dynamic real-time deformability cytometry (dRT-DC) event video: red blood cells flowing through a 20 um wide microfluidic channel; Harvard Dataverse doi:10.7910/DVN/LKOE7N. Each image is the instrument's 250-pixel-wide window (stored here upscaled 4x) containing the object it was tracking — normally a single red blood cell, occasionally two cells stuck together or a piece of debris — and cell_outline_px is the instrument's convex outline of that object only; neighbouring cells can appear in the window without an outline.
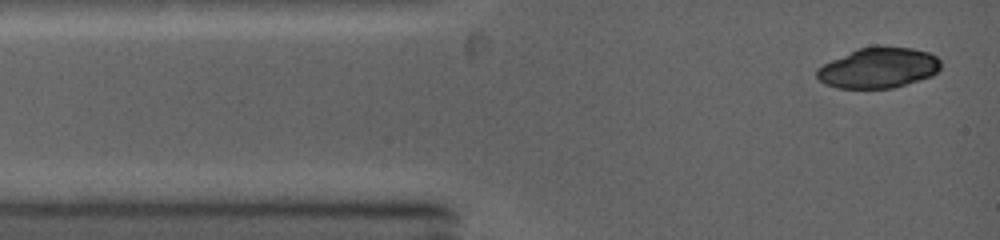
{"species": "common noctule bat (a hibernating species)", "species_latin": "Nyctalus noctula", "temperature_condition": "warm", "stored_images_in_passage": 4, "camera_frame_rate_fps": 5000, "um_per_image_px": 0.085, "animal": {"sex": "female", "body_mass_g": 19.0, "forearm_length_mm": 53.3}, "frame": {"image": 1, "passage_image": 1, "time_ms": 0.0, "image_size_px": [1000, 240], "cell_outline_px": [[940, 68], [932, 76], [892, 88], [836, 88], [824, 84], [816, 76], [816, 68], [832, 60], [860, 48], [880, 44], [912, 48], [928, 52], [936, 56], [940, 60]], "centroid_in_image_um": [74.67, 5.75], "position_along_channel_um": 10.3, "area_um2": 29.36}}